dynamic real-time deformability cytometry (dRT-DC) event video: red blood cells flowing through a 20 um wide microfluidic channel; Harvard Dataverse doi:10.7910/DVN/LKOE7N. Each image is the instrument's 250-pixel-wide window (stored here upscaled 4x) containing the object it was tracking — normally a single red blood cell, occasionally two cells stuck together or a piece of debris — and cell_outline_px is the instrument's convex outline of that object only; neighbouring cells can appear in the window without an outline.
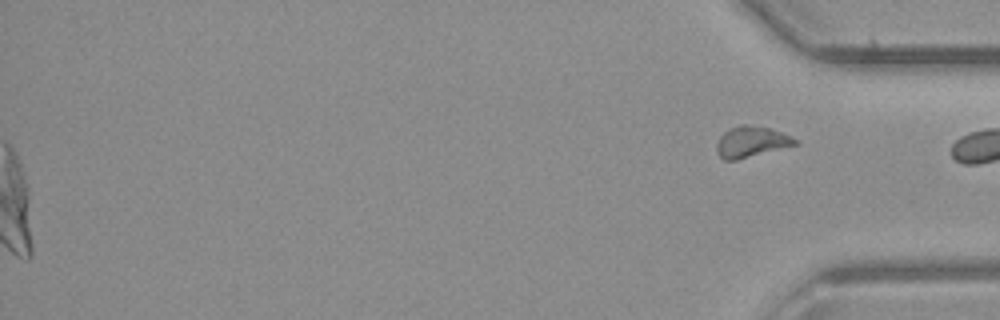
{"species": "common noctule bat (a hibernating species)", "species_latin": "Nyctalus noctula", "temperature_condition": "room temperature", "stored_images_in_passage": 33, "segment_of_instrument_passage": [2, 2], "camera_frame_rate_fps": 3000, "um_per_image_px": 0.085, "animal": {"sex": "male", "body_mass_g": 23.1, "forearm_length_mm": 52.7}, "frame": {"image": 1, "passage_image": 33, "time_ms": 10.667, "image_size_px": [1000, 320], "cell_outline_px": [[800, 144], [736, 160], [724, 160], [716, 152], [716, 144], [720, 136], [724, 132], [740, 124], [744, 124], [768, 128], [792, 136], [800, 140]], "centroid_in_image_um": [63.89, 12.06], "position_along_channel_um": 371.3, "area_um2": 14.16}}